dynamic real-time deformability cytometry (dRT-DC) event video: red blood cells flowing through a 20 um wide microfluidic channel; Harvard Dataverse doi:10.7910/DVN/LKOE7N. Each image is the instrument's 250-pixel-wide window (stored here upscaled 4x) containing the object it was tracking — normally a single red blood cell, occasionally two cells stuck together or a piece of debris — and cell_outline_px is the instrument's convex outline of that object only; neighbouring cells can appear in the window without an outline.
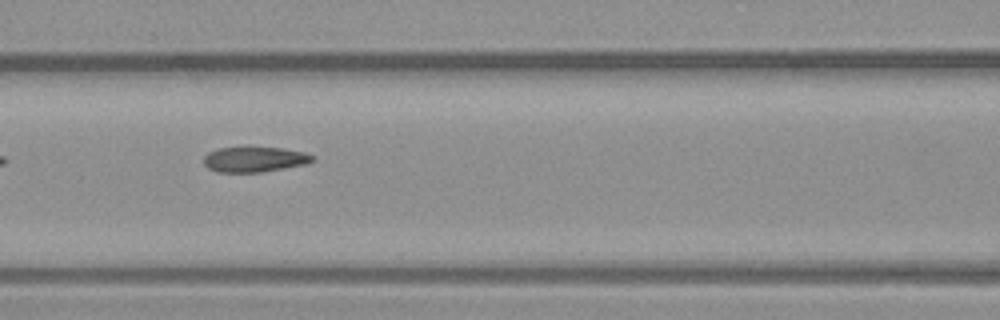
{"species": "common noctule bat (a hibernating species)", "species_latin": "Nyctalus noctula", "temperature_condition": "warm", "stored_images_in_passage": 9, "camera_frame_rate_fps": 3000, "um_per_image_px": 0.085, "animal": {"sex": "male", "body_mass_g": 23.1, "forearm_length_mm": 52.7}, "frame": {"image": 1, "passage_image": 8, "time_ms": 2.333, "image_size_px": [1000, 320], "cell_outline_px": [[316, 160], [304, 164], [260, 172], [216, 172], [208, 168], [204, 164], [204, 156], [208, 152], [220, 148], [244, 144], [284, 148], [304, 152], [316, 156]], "centroid_in_image_um": [21.62, 13.49], "position_along_channel_um": 145.0, "area_um2": 16.76}}
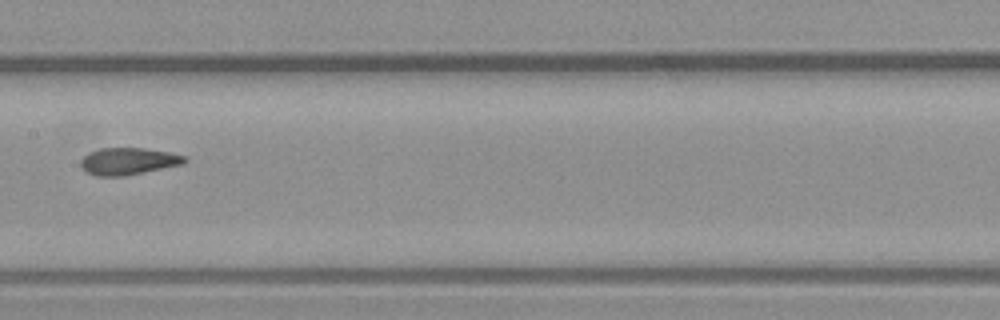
{"frame": {"image": 2, "passage_image": 9, "time_ms": 2.667, "image_size_px": [1000, 320], "cell_outline_px": [[188, 160], [184, 164], [124, 176], [96, 176], [84, 172], [80, 168], [80, 160], [88, 152], [100, 148], [144, 148], [168, 152], [188, 156]], "centroid_in_image_um": [10.88, 13.71], "position_along_channel_um": 196.5, "area_um2": 16.65}}